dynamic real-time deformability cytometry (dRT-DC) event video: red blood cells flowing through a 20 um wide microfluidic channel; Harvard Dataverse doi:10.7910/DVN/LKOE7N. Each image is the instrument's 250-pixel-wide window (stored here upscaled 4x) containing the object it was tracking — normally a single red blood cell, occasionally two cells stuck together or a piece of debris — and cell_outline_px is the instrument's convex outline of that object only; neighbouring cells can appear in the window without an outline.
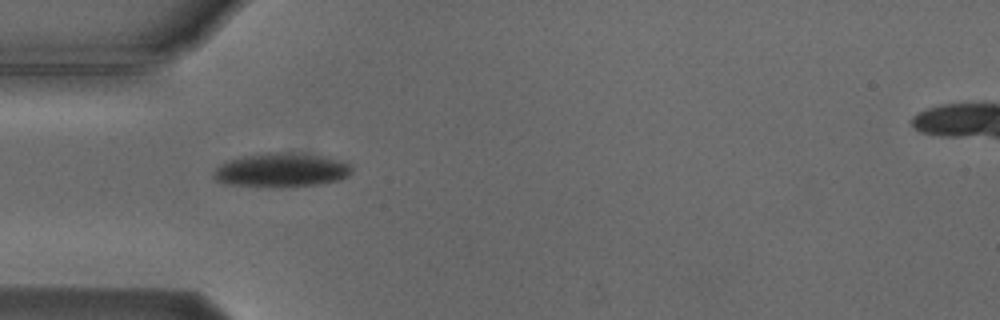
{"species": "Egyptian fruit bat (a non-hibernating species)", "species_latin": "Rousettus aegyptiacus", "temperature_condition": "cold", "stored_images_in_passage": 9, "camera_frame_rate_fps": 3000, "um_per_image_px": 0.085, "animal": {"sex": "male"}, "frame": {"image": 1, "passage_image": 4, "time_ms": 4.0, "image_size_px": [1000, 320], "cell_outline_px": [[352, 172], [348, 176], [340, 180], [320, 184], [292, 188], [276, 188], [224, 184], [212, 180], [212, 172], [224, 160], [244, 156], [268, 152], [280, 152], [324, 156], [352, 164]], "centroid_in_image_um": [23.87, 14.49], "position_along_channel_um": 61.1, "area_um2": 28.21}}
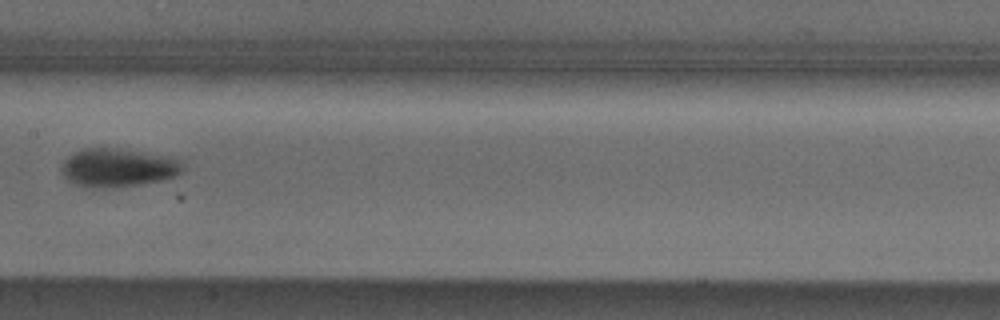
{"frame": {"image": 2, "passage_image": 7, "time_ms": 7.667, "image_size_px": [1000, 320], "cell_outline_px": [[184, 168], [180, 172], [172, 176], [160, 180], [140, 184], [104, 188], [88, 188], [76, 184], [68, 180], [64, 176], [64, 160], [68, 156], [80, 148], [116, 148], [180, 156]], "centroid_in_image_um": [10.09, 14.22], "position_along_channel_um": 197.3, "area_um2": 27.4}}
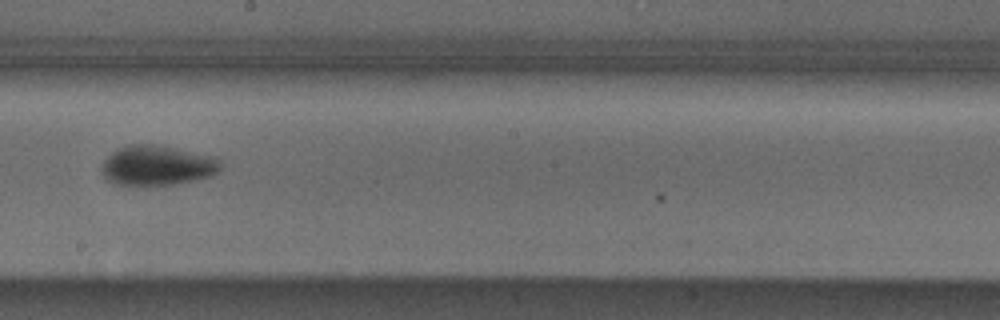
{"frame": {"image": 3, "passage_image": 8, "time_ms": 8.667, "image_size_px": [1000, 320], "cell_outline_px": [[220, 168], [212, 176], [180, 184], [148, 188], [112, 184], [104, 180], [100, 172], [100, 168], [104, 160], [116, 148], [124, 144], [152, 144], [216, 156], [220, 160]], "centroid_in_image_um": [13.28, 14.11], "position_along_channel_um": 234.9, "area_um2": 28.96}}